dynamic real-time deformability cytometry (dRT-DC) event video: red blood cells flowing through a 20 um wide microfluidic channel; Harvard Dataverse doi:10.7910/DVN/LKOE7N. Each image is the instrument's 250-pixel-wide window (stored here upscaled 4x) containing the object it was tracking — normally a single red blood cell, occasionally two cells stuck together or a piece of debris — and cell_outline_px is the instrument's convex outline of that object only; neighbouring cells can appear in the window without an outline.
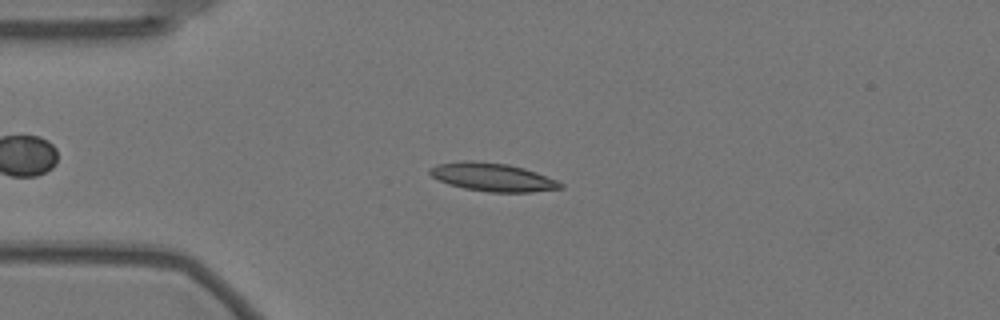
{"species": "Egyptian fruit bat (a non-hibernating species)", "species_latin": "Rousettus aegyptiacus", "temperature_condition": "warm", "stored_images_in_passage": 51, "camera_frame_rate_fps": 3000, "um_per_image_px": 0.085, "animal": {"sex": "female"}, "frame": {"image": 1, "passage_image": 12, "time_ms": 3.667, "image_size_px": [1000, 320], "cell_outline_px": [[564, 188], [532, 192], [488, 192], [464, 188], [448, 184], [432, 176], [428, 172], [428, 168], [436, 164], [460, 160], [472, 160], [508, 164], [524, 168], [536, 172], [556, 180], [564, 184]], "centroid_in_image_um": [41.85, 15.05], "position_along_channel_um": 43.2, "area_um2": 21.68}}
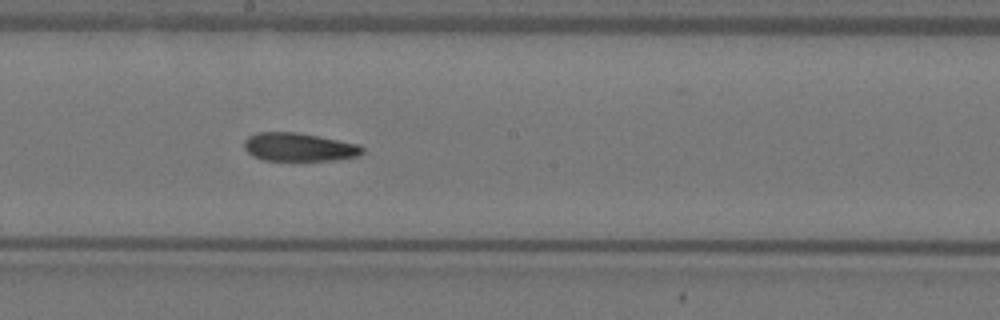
{"frame": {"image": 2, "passage_image": 29, "time_ms": 9.333, "image_size_px": [1000, 320], "cell_outline_px": [[364, 152], [356, 156], [336, 160], [264, 160], [252, 156], [244, 148], [244, 140], [248, 136], [256, 132], [296, 132], [360, 144], [364, 148]], "centroid_in_image_um": [25.4, 12.5], "position_along_channel_um": 222.8, "area_um2": 19.54}}
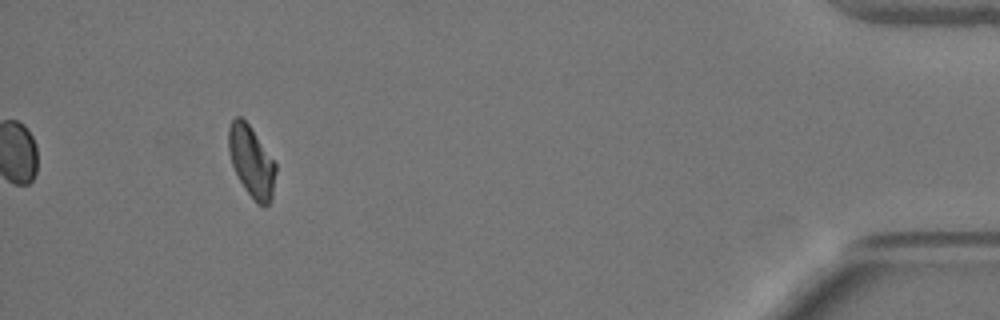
{"frame": {"image": 3, "passage_image": 51, "time_ms": 16.667, "image_size_px": [1000, 320], "cell_outline_px": [[276, 172], [272, 200], [264, 208], [244, 188], [232, 164], [228, 152], [228, 128], [232, 120], [236, 116], [240, 116], [248, 124], [276, 164]], "centroid_in_image_um": [21.37, 13.73], "position_along_channel_um": 413.8, "area_um2": 19.19}, "authors_computed_cell_mechanics": {"area_um2": 20.2878, "velocity_mm_per_s": 3.5129, "shape_relaxation_time_tau1_ms": 8.1933, "shape_relaxation_time_tau2_ms": 4.7868, "deformation_change_tau1": 0.1924, "deformation_change_tau2": 0.1204}}